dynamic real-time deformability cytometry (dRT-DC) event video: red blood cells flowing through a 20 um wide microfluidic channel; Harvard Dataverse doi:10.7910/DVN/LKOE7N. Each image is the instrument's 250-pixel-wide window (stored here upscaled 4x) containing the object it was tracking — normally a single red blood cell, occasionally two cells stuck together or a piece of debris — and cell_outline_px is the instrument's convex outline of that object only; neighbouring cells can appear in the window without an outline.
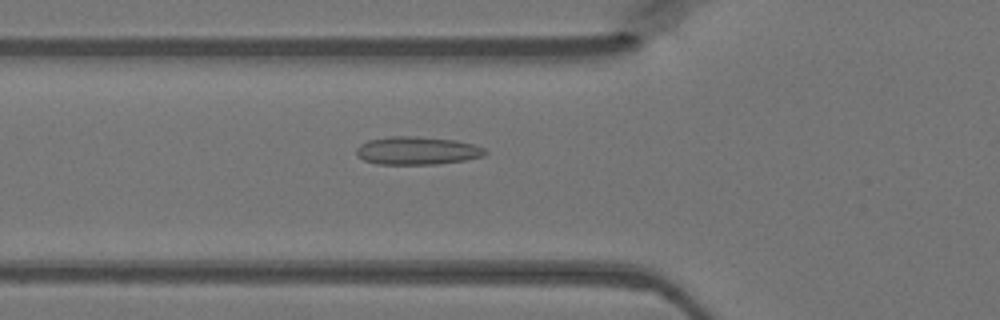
{"species": "Egyptian fruit bat (a non-hibernating species)", "species_latin": "Rousettus aegyptiacus", "temperature_condition": "warm", "stored_images_in_passage": 22, "camera_frame_rate_fps": 3000, "um_per_image_px": 0.085, "animal": {"sex": "female"}, "frame": {"image": 1, "passage_image": 3, "time_ms": 0.667, "image_size_px": [1000, 320], "cell_outline_px": [[488, 152], [484, 156], [464, 160], [436, 164], [376, 164], [364, 160], [356, 152], [356, 148], [360, 144], [368, 140], [388, 136], [416, 136], [456, 140], [472, 144], [484, 148]], "centroid_in_image_um": [35.45, 12.8], "position_along_channel_um": 90.3, "area_um2": 21.04}}
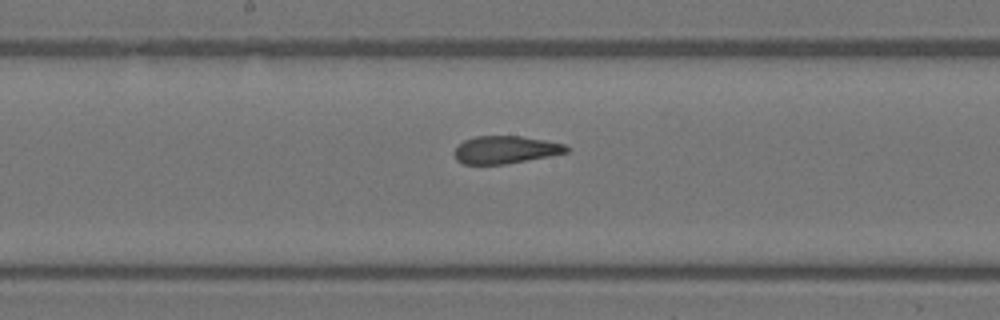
{"frame": {"image": 2, "passage_image": 11, "time_ms": 3.333, "image_size_px": [1000, 320], "cell_outline_px": [[568, 152], [548, 156], [504, 164], [464, 164], [456, 160], [452, 152], [464, 140], [476, 136], [520, 136], [544, 140], [564, 144], [568, 148]], "centroid_in_image_um": [42.91, 12.73], "position_along_channel_um": 205.3, "area_um2": 17.86}}
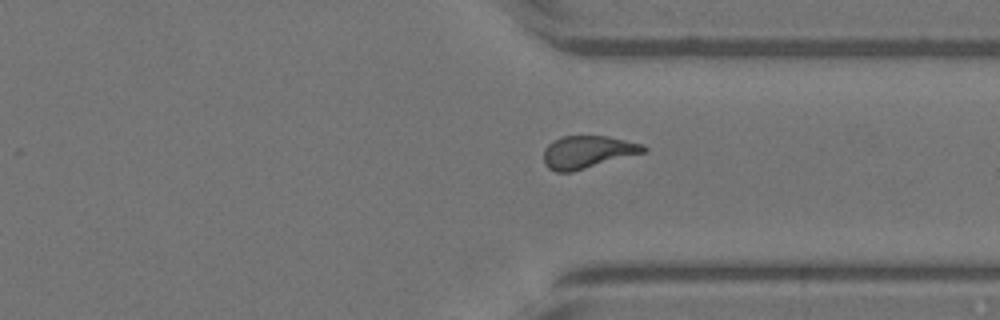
{"frame": {"image": 3, "passage_image": 22, "time_ms": 7.0, "image_size_px": [1000, 320], "cell_outline_px": [[648, 152], [572, 172], [556, 172], [548, 168], [544, 164], [544, 148], [552, 140], [564, 136], [608, 136], [644, 144], [648, 148]], "centroid_in_image_um": [49.98, 12.92], "position_along_channel_um": 361.4, "area_um2": 19.31}}